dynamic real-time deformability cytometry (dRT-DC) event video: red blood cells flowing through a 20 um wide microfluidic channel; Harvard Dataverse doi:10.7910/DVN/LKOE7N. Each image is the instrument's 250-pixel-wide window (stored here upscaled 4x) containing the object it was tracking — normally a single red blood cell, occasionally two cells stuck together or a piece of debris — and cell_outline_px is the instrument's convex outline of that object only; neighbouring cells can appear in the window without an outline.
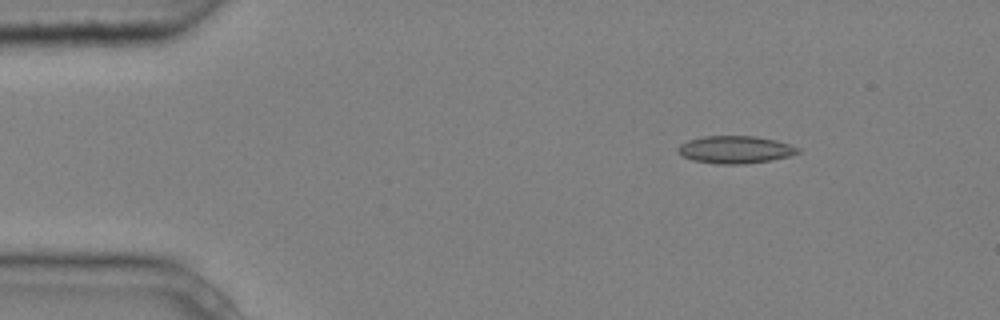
{"species": "common noctule bat (a hibernating species)", "species_latin": "Nyctalus noctula", "temperature_condition": "cold", "stored_images_in_passage": 1, "camera_frame_rate_fps": 3000, "um_per_image_px": 0.085, "animal": {"sex": "male", "body_mass_g": 20.4}, "frame": {"image": 1, "passage_image": 1, "time_ms": 0.0, "image_size_px": [1000, 320], "cell_outline_px": [[800, 152], [792, 156], [772, 160], [744, 164], [716, 164], [692, 160], [680, 156], [676, 148], [680, 144], [688, 140], [704, 136], [752, 136], [776, 140], [800, 148]], "centroid_in_image_um": [62.48, 12.73], "position_along_channel_um": 22.5, "area_um2": 19.42}}